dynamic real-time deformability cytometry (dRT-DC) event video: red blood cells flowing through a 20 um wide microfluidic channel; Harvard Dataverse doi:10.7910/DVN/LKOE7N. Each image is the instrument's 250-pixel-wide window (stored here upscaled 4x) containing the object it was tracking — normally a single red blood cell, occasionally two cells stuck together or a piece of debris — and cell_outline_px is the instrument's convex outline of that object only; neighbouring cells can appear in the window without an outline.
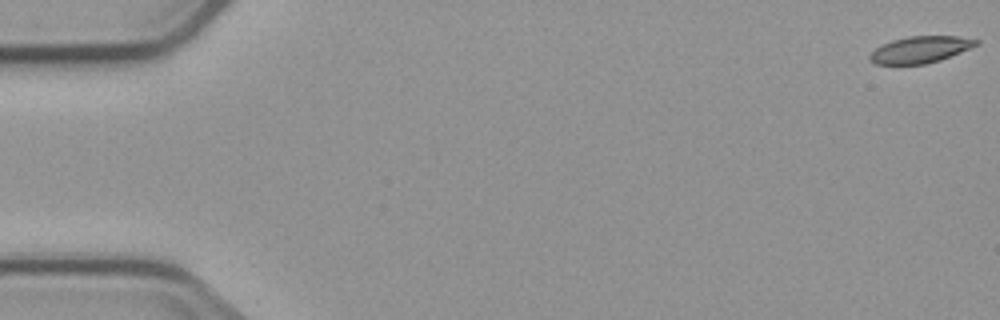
{"species": "common noctule bat (a hibernating species)", "species_latin": "Nyctalus noctula", "temperature_condition": "cold", "stored_images_in_passage": 7, "camera_frame_rate_fps": 3000, "um_per_image_px": 0.085, "animal": {"sex": "male", "body_mass_g": 23.1, "forearm_length_mm": 52.7}, "frame": {"image": 1, "passage_image": 1, "time_ms": 0.0, "image_size_px": [1000, 320], "cell_outline_px": [[980, 44], [940, 60], [924, 64], [876, 64], [868, 60], [868, 56], [876, 48], [892, 40], [908, 36], [956, 36], [980, 40]], "centroid_in_image_um": [78.23, 4.21], "position_along_channel_um": 6.8, "area_um2": 16.42}}
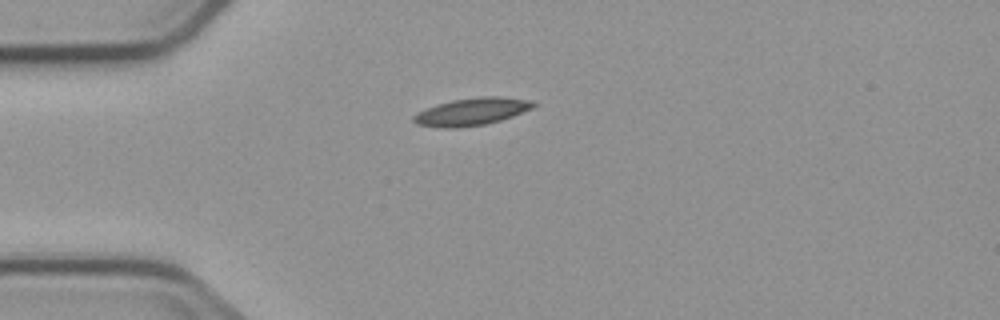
{"frame": {"image": 2, "passage_image": 5, "time_ms": 4.667, "image_size_px": [1000, 320], "cell_outline_px": [[536, 104], [532, 108], [512, 116], [488, 124], [456, 128], [444, 128], [416, 124], [412, 120], [412, 116], [416, 112], [436, 104], [452, 100], [480, 96], [500, 96], [528, 100]], "centroid_in_image_um": [40.04, 9.49], "position_along_channel_um": 45.0, "area_um2": 19.19}}
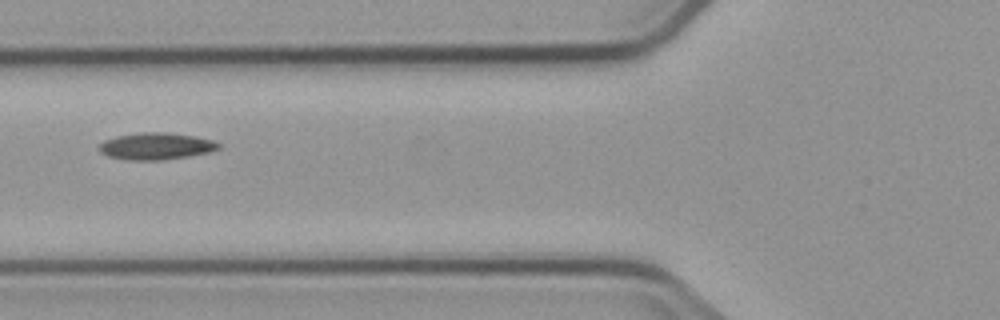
{"frame": {"image": 3, "passage_image": 7, "time_ms": 7.0, "image_size_px": [1000, 320], "cell_outline_px": [[220, 148], [208, 152], [188, 156], [160, 160], [128, 160], [108, 156], [100, 152], [96, 148], [104, 140], [116, 136], [140, 132], [164, 132], [196, 136], [212, 140], [220, 144]], "centroid_in_image_um": [13.22, 12.42], "position_along_channel_um": 112.6, "area_um2": 18.73}}